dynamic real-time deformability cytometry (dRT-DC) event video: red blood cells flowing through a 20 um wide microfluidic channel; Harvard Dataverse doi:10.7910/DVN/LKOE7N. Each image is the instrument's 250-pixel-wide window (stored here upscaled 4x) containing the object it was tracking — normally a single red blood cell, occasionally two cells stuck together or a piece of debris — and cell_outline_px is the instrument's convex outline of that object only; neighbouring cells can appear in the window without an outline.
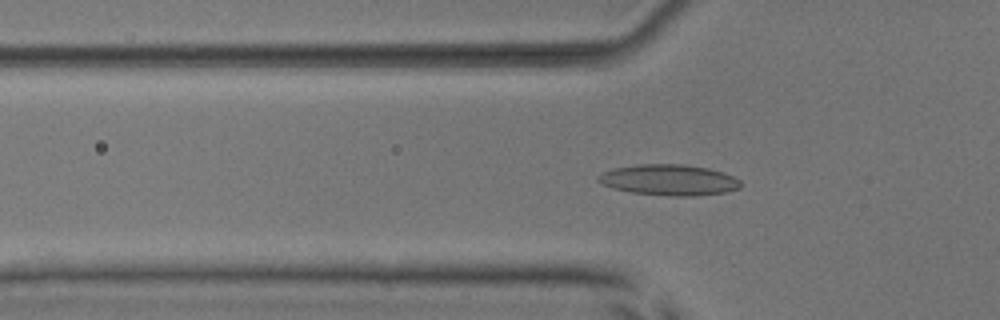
{"species": "common noctule bat (a hibernating species)", "species_latin": "Nyctalus noctula", "temperature_condition": "room temperature", "stored_images_in_passage": 54, "camera_frame_rate_fps": 3000, "um_per_image_px": 0.085, "animal": {"sex": "male", "body_mass_g": 17.9, "forearm_length_mm": 54.2}, "frame": {"image": 1, "passage_image": 18, "time_ms": 5.667, "image_size_px": [1000, 320], "cell_outline_px": [[744, 184], [740, 188], [724, 192], [696, 196], [668, 196], [632, 192], [612, 188], [600, 184], [596, 180], [596, 176], [612, 168], [640, 164], [684, 164], [708, 168], [724, 172], [740, 180]], "centroid_in_image_um": [56.86, 15.29], "position_along_channel_um": 68.9, "area_um2": 25.89}}
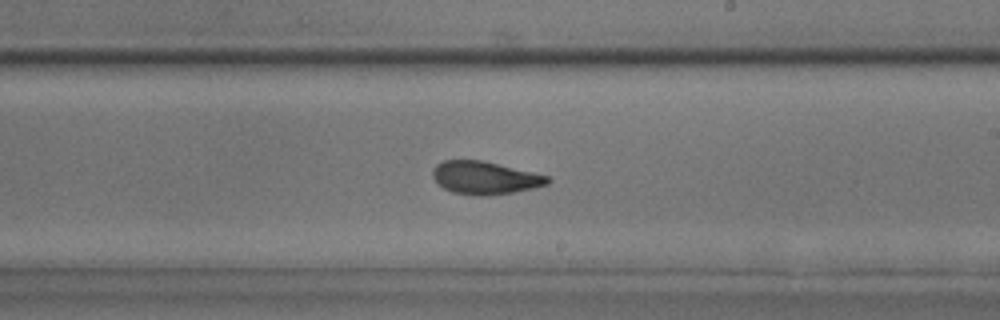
{"frame": {"image": 2, "passage_image": 32, "time_ms": 10.333, "image_size_px": [1000, 320], "cell_outline_px": [[552, 180], [548, 184], [536, 188], [488, 196], [480, 196], [452, 192], [444, 188], [432, 176], [432, 172], [436, 164], [444, 160], [484, 160], [548, 176]], "centroid_in_image_um": [41.24, 15.11], "position_along_channel_um": 247.8, "area_um2": 22.02}}
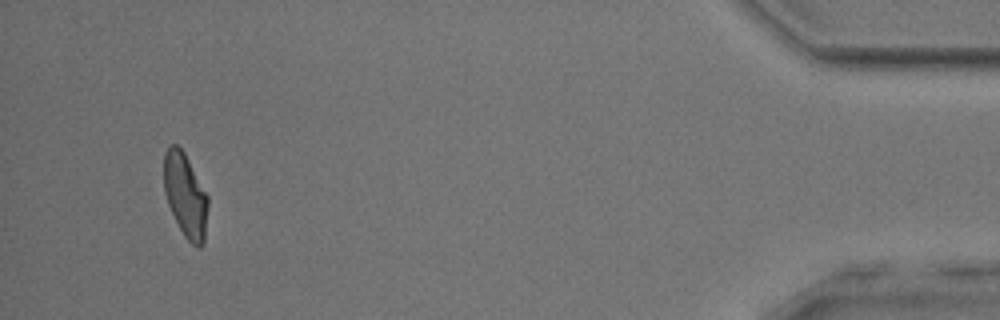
{"frame": {"image": 3, "passage_image": 51, "time_ms": 16.667, "image_size_px": [1000, 320], "cell_outline_px": [[208, 208], [204, 244], [200, 248], [196, 248], [184, 236], [168, 204], [164, 192], [164, 152], [172, 144], [176, 144], [184, 152], [208, 196]], "centroid_in_image_um": [15.77, 16.63], "position_along_channel_um": 419.4, "area_um2": 21.5}, "authors_computed_cell_mechanics": {"area_um2": 22.253, "velocity_mm_per_s": 3.8566, "shape_relaxation_time_tau1_ms": 8.3986, "shape_relaxation_time_tau2_ms": 1.8409, "deformation_change_tau1": 0.2234, "deformation_change_tau2": 0.0894}}